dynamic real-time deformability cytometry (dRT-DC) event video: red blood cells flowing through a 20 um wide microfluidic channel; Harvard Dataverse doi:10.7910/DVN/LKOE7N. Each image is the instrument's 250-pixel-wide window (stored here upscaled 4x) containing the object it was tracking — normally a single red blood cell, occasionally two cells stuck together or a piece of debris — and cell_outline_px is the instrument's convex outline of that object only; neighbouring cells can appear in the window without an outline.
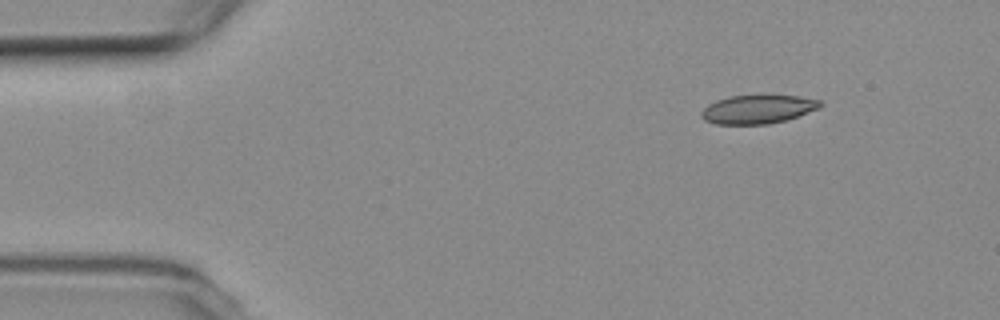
{"species": "common noctule bat (a hibernating species)", "species_latin": "Nyctalus noctula", "temperature_condition": "room temperature", "stored_images_in_passage": 3, "camera_frame_rate_fps": 3000, "um_per_image_px": 0.085, "animal": {"sex": "female", "body_mass_g": 19.3, "forearm_length_mm": 54.1}, "frame": {"image": 1, "passage_image": 1, "time_ms": 0.0, "image_size_px": [1000, 320], "cell_outline_px": [[824, 104], [820, 108], [784, 120], [768, 124], [716, 124], [704, 120], [700, 116], [700, 112], [708, 104], [716, 100], [728, 96], [800, 96], [820, 100]], "centroid_in_image_um": [64.39, 9.29], "position_along_channel_um": 20.6, "area_um2": 19.71}}